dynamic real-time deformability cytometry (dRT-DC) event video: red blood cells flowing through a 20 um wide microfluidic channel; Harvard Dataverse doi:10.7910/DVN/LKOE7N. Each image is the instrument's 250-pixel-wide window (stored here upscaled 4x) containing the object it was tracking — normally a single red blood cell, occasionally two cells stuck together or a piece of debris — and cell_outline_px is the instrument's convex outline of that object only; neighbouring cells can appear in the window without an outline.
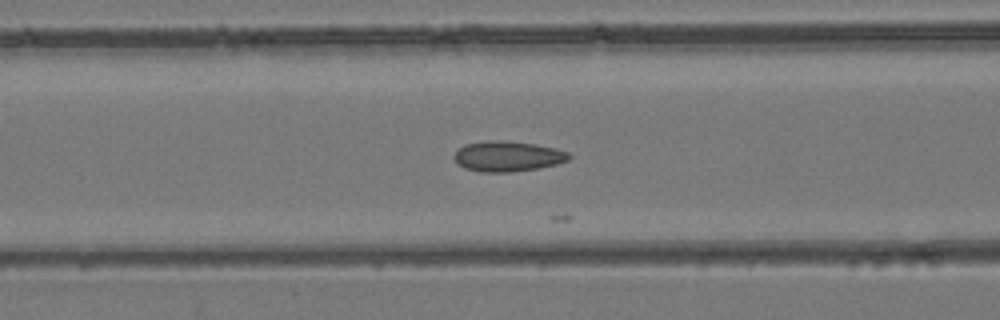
{"species": "common noctule bat (a hibernating species)", "species_latin": "Nyctalus noctula", "temperature_condition": "room temperature", "stored_images_in_passage": 25, "camera_frame_rate_fps": 3000, "um_per_image_px": 0.085, "animal": {"sex": "female", "body_mass_g": 24.6, "forearm_length_mm": 56.2}, "frame": {"image": 1, "passage_image": 20, "time_ms": 6.333, "image_size_px": [1000, 320], "cell_outline_px": [[572, 156], [568, 160], [556, 164], [540, 168], [508, 172], [480, 172], [464, 168], [456, 164], [452, 156], [464, 144], [496, 140], [500, 140], [532, 144], [556, 148], [568, 152]], "centroid_in_image_um": [43.13, 13.3], "position_along_channel_um": 123.5, "area_um2": 20.29}}
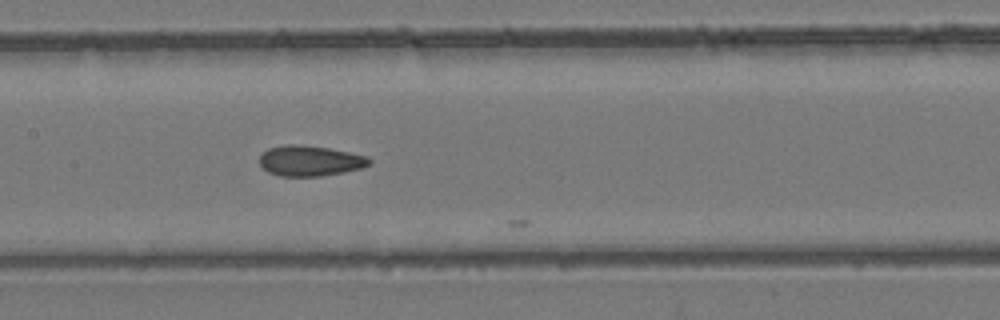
{"frame": {"image": 2, "passage_image": 24, "time_ms": 7.667, "image_size_px": [1000, 320], "cell_outline_px": [[372, 164], [360, 168], [344, 172], [320, 176], [280, 176], [268, 172], [260, 164], [260, 156], [268, 148], [288, 144], [296, 144], [328, 148], [368, 156], [372, 160]], "centroid_in_image_um": [26.37, 13.67], "position_along_channel_um": 181.0, "area_um2": 19.42}}